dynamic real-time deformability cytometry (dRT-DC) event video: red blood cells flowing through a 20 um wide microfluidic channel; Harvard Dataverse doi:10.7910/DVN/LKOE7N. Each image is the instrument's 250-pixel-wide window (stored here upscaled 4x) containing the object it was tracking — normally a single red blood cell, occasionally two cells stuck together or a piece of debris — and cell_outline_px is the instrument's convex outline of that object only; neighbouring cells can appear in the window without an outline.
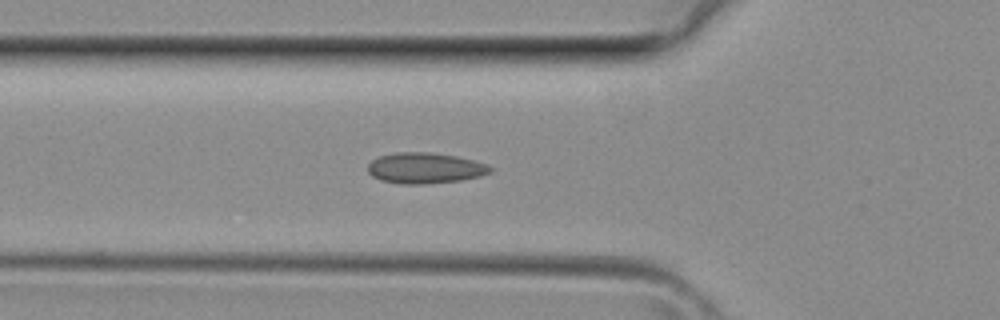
{"species": "common noctule bat (a hibernating species)", "species_latin": "Nyctalus noctula", "temperature_condition": "room temperature", "stored_images_in_passage": 37, "segment_of_instrument_passage": [1, 2], "camera_frame_rate_fps": 3000, "um_per_image_px": 0.085, "animal": {"sex": "female", "body_mass_g": 29.2, "forearm_length_mm": 56.3}, "frame": {"image": 1, "passage_image": 11, "time_ms": 3.333, "image_size_px": [1000, 320], "cell_outline_px": [[492, 172], [480, 176], [460, 180], [424, 184], [400, 184], [380, 180], [372, 176], [368, 172], [368, 164], [372, 160], [380, 156], [396, 152], [432, 152], [456, 156], [488, 164], [492, 168]], "centroid_in_image_um": [36.12, 14.28], "position_along_channel_um": 89.7, "area_um2": 22.02}}
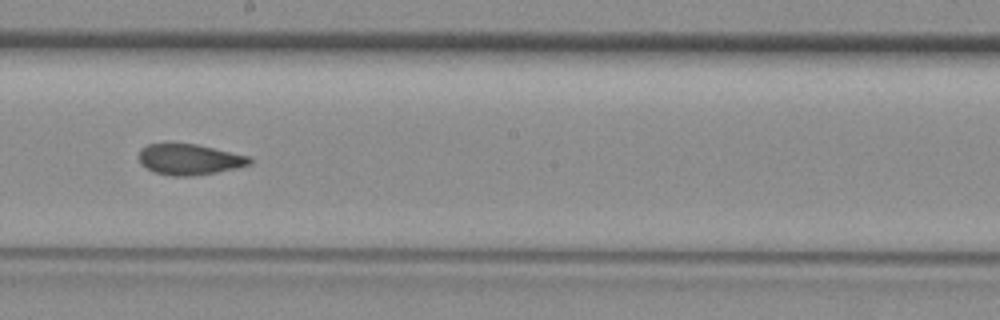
{"frame": {"image": 2, "passage_image": 19, "time_ms": 6.0, "image_size_px": [1000, 320], "cell_outline_px": [[252, 164], [236, 168], [216, 172], [192, 176], [172, 176], [156, 172], [140, 164], [140, 148], [148, 144], [196, 144], [252, 156]], "centroid_in_image_um": [16.15, 13.55], "position_along_channel_um": 232.0, "area_um2": 19.83}}
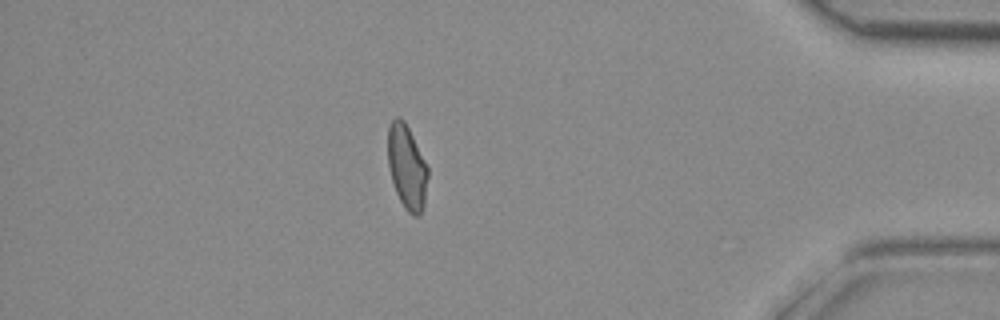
{"frame": {"image": 3, "passage_image": 31, "time_ms": 10.0, "image_size_px": [1000, 320], "cell_outline_px": [[428, 176], [424, 208], [416, 216], [412, 216], [404, 208], [396, 192], [392, 180], [388, 164], [388, 128], [392, 120], [396, 116], [400, 116], [404, 120], [428, 168]], "centroid_in_image_um": [34.58, 14.21], "position_along_channel_um": 400.6, "area_um2": 19.48}}